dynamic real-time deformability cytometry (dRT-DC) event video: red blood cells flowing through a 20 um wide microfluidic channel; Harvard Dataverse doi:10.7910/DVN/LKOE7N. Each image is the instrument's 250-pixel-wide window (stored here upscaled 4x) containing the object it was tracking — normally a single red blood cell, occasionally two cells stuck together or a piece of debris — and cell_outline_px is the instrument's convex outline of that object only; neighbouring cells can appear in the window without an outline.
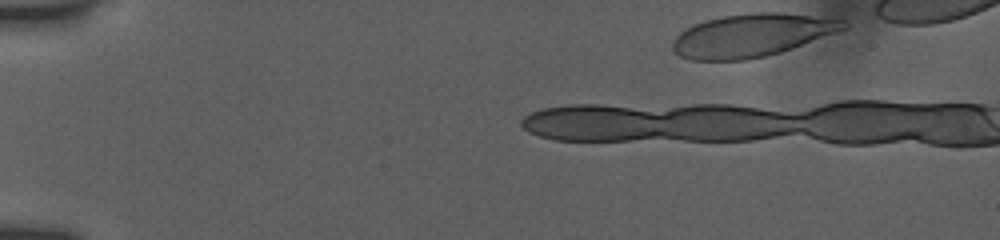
{"species": "human", "species_latin": "Homo sapiens", "temperature_condition": "room temperature", "stored_images_in_passage": 8, "segment_of_instrument_passage": [1, 2], "camera_frame_rate_fps": 3000, "um_per_image_px": 0.085, "donor": {"sex": "female"}, "frame": {"image": 1, "passage_image": 1, "time_ms": 0.0, "image_size_px": [1000, 240], "cell_outline_px": [[848, 28], [792, 48], [780, 52], [764, 56], [744, 60], [692, 60], [680, 56], [672, 52], [672, 40], [684, 28], [692, 24], [724, 16], [748, 12], [780, 12], [844, 20], [848, 24]], "centroid_in_image_um": [63.85, 3.0], "position_along_channel_um": 21.1, "area_um2": 42.71}}
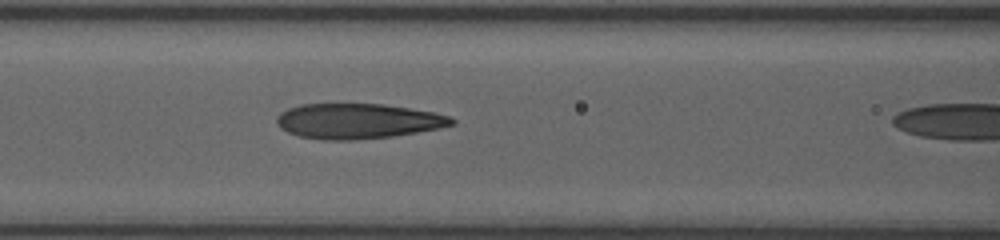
{"frame": {"image": 2, "passage_image": 7, "time_ms": 4.333, "image_size_px": [1000, 240], "cell_outline_px": [[456, 124], [416, 132], [392, 136], [356, 140], [324, 140], [300, 136], [288, 132], [280, 128], [276, 124], [276, 116], [280, 112], [288, 108], [300, 104], [384, 104], [432, 112], [448, 116], [456, 120]], "centroid_in_image_um": [30.36, 10.29], "position_along_channel_um": 136.2, "area_um2": 35.78}}